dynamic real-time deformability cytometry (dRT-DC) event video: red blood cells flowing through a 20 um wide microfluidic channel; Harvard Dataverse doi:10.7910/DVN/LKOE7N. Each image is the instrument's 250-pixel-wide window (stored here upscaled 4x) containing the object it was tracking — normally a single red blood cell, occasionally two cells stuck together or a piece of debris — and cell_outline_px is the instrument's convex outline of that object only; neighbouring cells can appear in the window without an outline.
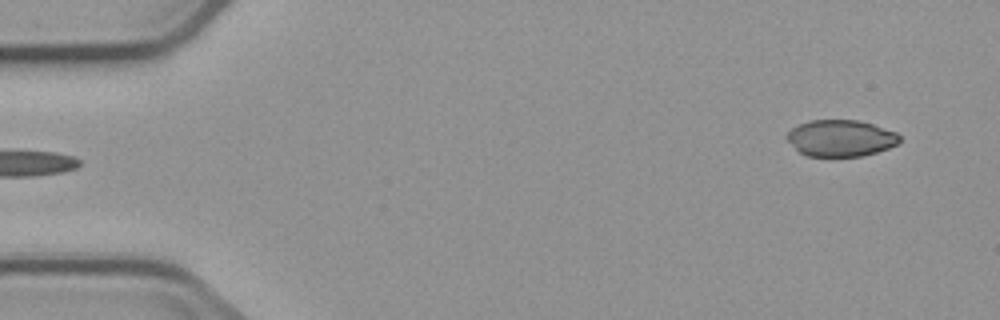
{"species": "common noctule bat (a hibernating species)", "species_latin": "Nyctalus noctula", "temperature_condition": "cold", "stored_images_in_passage": 3, "segment_of_instrument_passage": [2, 2], "camera_frame_rate_fps": 3000, "um_per_image_px": 0.085, "animal": {"sex": "male", "body_mass_g": 23.1, "forearm_length_mm": 52.7}, "frame": {"image": 1, "passage_image": 3, "time_ms": 2.333, "image_size_px": [1000, 320], "cell_outline_px": [[900, 140], [896, 144], [888, 148], [876, 152], [860, 156], [808, 156], [800, 152], [784, 136], [792, 128], [808, 120], [860, 120], [896, 132], [900, 136]], "centroid_in_image_um": [71.45, 11.73], "position_along_channel_um": 13.5, "area_um2": 23.81}}